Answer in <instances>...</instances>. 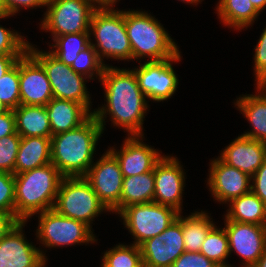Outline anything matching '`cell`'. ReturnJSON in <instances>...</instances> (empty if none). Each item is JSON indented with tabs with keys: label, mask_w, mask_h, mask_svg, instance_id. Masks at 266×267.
Returning a JSON list of instances; mask_svg holds the SVG:
<instances>
[{
	"label": "cell",
	"mask_w": 266,
	"mask_h": 267,
	"mask_svg": "<svg viewBox=\"0 0 266 267\" xmlns=\"http://www.w3.org/2000/svg\"><path fill=\"white\" fill-rule=\"evenodd\" d=\"M104 131L92 114L83 124L51 137V163L63 177H84Z\"/></svg>",
	"instance_id": "7a4b0ae2"
},
{
	"label": "cell",
	"mask_w": 266,
	"mask_h": 267,
	"mask_svg": "<svg viewBox=\"0 0 266 267\" xmlns=\"http://www.w3.org/2000/svg\"><path fill=\"white\" fill-rule=\"evenodd\" d=\"M38 214V241L48 248L94 244L97 241L93 230L84 222L65 217L55 209H49Z\"/></svg>",
	"instance_id": "30bf717a"
},
{
	"label": "cell",
	"mask_w": 266,
	"mask_h": 267,
	"mask_svg": "<svg viewBox=\"0 0 266 267\" xmlns=\"http://www.w3.org/2000/svg\"><path fill=\"white\" fill-rule=\"evenodd\" d=\"M171 267H219L200 252H183Z\"/></svg>",
	"instance_id": "f35d334b"
},
{
	"label": "cell",
	"mask_w": 266,
	"mask_h": 267,
	"mask_svg": "<svg viewBox=\"0 0 266 267\" xmlns=\"http://www.w3.org/2000/svg\"><path fill=\"white\" fill-rule=\"evenodd\" d=\"M183 166L175 156L164 155L154 167L155 191L157 204L170 206L182 214L185 173Z\"/></svg>",
	"instance_id": "4fadbf2b"
},
{
	"label": "cell",
	"mask_w": 266,
	"mask_h": 267,
	"mask_svg": "<svg viewBox=\"0 0 266 267\" xmlns=\"http://www.w3.org/2000/svg\"><path fill=\"white\" fill-rule=\"evenodd\" d=\"M106 66L109 65L102 62L95 48L90 44L84 50L80 51L70 67L76 73H79L90 80H94L95 78L93 77H96L100 81Z\"/></svg>",
	"instance_id": "1f68e13d"
},
{
	"label": "cell",
	"mask_w": 266,
	"mask_h": 267,
	"mask_svg": "<svg viewBox=\"0 0 266 267\" xmlns=\"http://www.w3.org/2000/svg\"><path fill=\"white\" fill-rule=\"evenodd\" d=\"M0 211L15 214L14 174L0 172Z\"/></svg>",
	"instance_id": "d590c367"
},
{
	"label": "cell",
	"mask_w": 266,
	"mask_h": 267,
	"mask_svg": "<svg viewBox=\"0 0 266 267\" xmlns=\"http://www.w3.org/2000/svg\"><path fill=\"white\" fill-rule=\"evenodd\" d=\"M209 170L207 185L213 198L220 204H227L251 191V177L229 166L219 157L211 161Z\"/></svg>",
	"instance_id": "2e32d148"
},
{
	"label": "cell",
	"mask_w": 266,
	"mask_h": 267,
	"mask_svg": "<svg viewBox=\"0 0 266 267\" xmlns=\"http://www.w3.org/2000/svg\"><path fill=\"white\" fill-rule=\"evenodd\" d=\"M99 82L104 86L106 104L95 109L93 115L102 131L109 115L113 125L126 130L128 136H144L149 100L138 86L134 70L106 66Z\"/></svg>",
	"instance_id": "6da1fadb"
},
{
	"label": "cell",
	"mask_w": 266,
	"mask_h": 267,
	"mask_svg": "<svg viewBox=\"0 0 266 267\" xmlns=\"http://www.w3.org/2000/svg\"><path fill=\"white\" fill-rule=\"evenodd\" d=\"M233 140L218 157L252 177L266 160V143L242 135Z\"/></svg>",
	"instance_id": "d6986e66"
},
{
	"label": "cell",
	"mask_w": 266,
	"mask_h": 267,
	"mask_svg": "<svg viewBox=\"0 0 266 267\" xmlns=\"http://www.w3.org/2000/svg\"><path fill=\"white\" fill-rule=\"evenodd\" d=\"M227 204L224 220L266 226V204L252 190Z\"/></svg>",
	"instance_id": "d4e9b609"
},
{
	"label": "cell",
	"mask_w": 266,
	"mask_h": 267,
	"mask_svg": "<svg viewBox=\"0 0 266 267\" xmlns=\"http://www.w3.org/2000/svg\"><path fill=\"white\" fill-rule=\"evenodd\" d=\"M251 190L266 204V160L251 177Z\"/></svg>",
	"instance_id": "60d3db41"
},
{
	"label": "cell",
	"mask_w": 266,
	"mask_h": 267,
	"mask_svg": "<svg viewBox=\"0 0 266 267\" xmlns=\"http://www.w3.org/2000/svg\"><path fill=\"white\" fill-rule=\"evenodd\" d=\"M254 267H266V249Z\"/></svg>",
	"instance_id": "7dc6e473"
},
{
	"label": "cell",
	"mask_w": 266,
	"mask_h": 267,
	"mask_svg": "<svg viewBox=\"0 0 266 267\" xmlns=\"http://www.w3.org/2000/svg\"><path fill=\"white\" fill-rule=\"evenodd\" d=\"M230 254L234 251L245 263L254 267L266 249V226L224 220Z\"/></svg>",
	"instance_id": "9a60e30c"
},
{
	"label": "cell",
	"mask_w": 266,
	"mask_h": 267,
	"mask_svg": "<svg viewBox=\"0 0 266 267\" xmlns=\"http://www.w3.org/2000/svg\"><path fill=\"white\" fill-rule=\"evenodd\" d=\"M90 36L96 43L90 41L99 58L115 60H132V49L125 26V11L114 8H97L91 18Z\"/></svg>",
	"instance_id": "5b68a950"
},
{
	"label": "cell",
	"mask_w": 266,
	"mask_h": 267,
	"mask_svg": "<svg viewBox=\"0 0 266 267\" xmlns=\"http://www.w3.org/2000/svg\"><path fill=\"white\" fill-rule=\"evenodd\" d=\"M205 211L192 212L187 217L182 215V232L186 252H199L209 231L215 226L212 218Z\"/></svg>",
	"instance_id": "4316f807"
},
{
	"label": "cell",
	"mask_w": 266,
	"mask_h": 267,
	"mask_svg": "<svg viewBox=\"0 0 266 267\" xmlns=\"http://www.w3.org/2000/svg\"><path fill=\"white\" fill-rule=\"evenodd\" d=\"M62 178L52 163L14 174L15 217L28 221L34 214L53 209Z\"/></svg>",
	"instance_id": "3957f363"
},
{
	"label": "cell",
	"mask_w": 266,
	"mask_h": 267,
	"mask_svg": "<svg viewBox=\"0 0 266 267\" xmlns=\"http://www.w3.org/2000/svg\"><path fill=\"white\" fill-rule=\"evenodd\" d=\"M215 9L223 25L234 30L247 29L260 15L250 0H219Z\"/></svg>",
	"instance_id": "484cf974"
},
{
	"label": "cell",
	"mask_w": 266,
	"mask_h": 267,
	"mask_svg": "<svg viewBox=\"0 0 266 267\" xmlns=\"http://www.w3.org/2000/svg\"><path fill=\"white\" fill-rule=\"evenodd\" d=\"M254 75L255 85H260L266 80V27L263 29L258 42L254 48Z\"/></svg>",
	"instance_id": "74e56055"
},
{
	"label": "cell",
	"mask_w": 266,
	"mask_h": 267,
	"mask_svg": "<svg viewBox=\"0 0 266 267\" xmlns=\"http://www.w3.org/2000/svg\"><path fill=\"white\" fill-rule=\"evenodd\" d=\"M21 136L16 132L0 139V172L15 174Z\"/></svg>",
	"instance_id": "e575fe53"
},
{
	"label": "cell",
	"mask_w": 266,
	"mask_h": 267,
	"mask_svg": "<svg viewBox=\"0 0 266 267\" xmlns=\"http://www.w3.org/2000/svg\"><path fill=\"white\" fill-rule=\"evenodd\" d=\"M19 220L15 214L0 211V240L15 226Z\"/></svg>",
	"instance_id": "7bdbcfd3"
},
{
	"label": "cell",
	"mask_w": 266,
	"mask_h": 267,
	"mask_svg": "<svg viewBox=\"0 0 266 267\" xmlns=\"http://www.w3.org/2000/svg\"><path fill=\"white\" fill-rule=\"evenodd\" d=\"M23 55H0V78L11 69Z\"/></svg>",
	"instance_id": "ee69618b"
},
{
	"label": "cell",
	"mask_w": 266,
	"mask_h": 267,
	"mask_svg": "<svg viewBox=\"0 0 266 267\" xmlns=\"http://www.w3.org/2000/svg\"><path fill=\"white\" fill-rule=\"evenodd\" d=\"M199 252L219 267H233L226 263L230 256V251L225 228H218L215 225L207 234Z\"/></svg>",
	"instance_id": "f546056e"
},
{
	"label": "cell",
	"mask_w": 266,
	"mask_h": 267,
	"mask_svg": "<svg viewBox=\"0 0 266 267\" xmlns=\"http://www.w3.org/2000/svg\"><path fill=\"white\" fill-rule=\"evenodd\" d=\"M51 163V138L21 137L15 162V174Z\"/></svg>",
	"instance_id": "7402d4cb"
},
{
	"label": "cell",
	"mask_w": 266,
	"mask_h": 267,
	"mask_svg": "<svg viewBox=\"0 0 266 267\" xmlns=\"http://www.w3.org/2000/svg\"><path fill=\"white\" fill-rule=\"evenodd\" d=\"M52 136L83 124L92 113L84 105L71 100L53 98L46 105Z\"/></svg>",
	"instance_id": "ffe728a7"
},
{
	"label": "cell",
	"mask_w": 266,
	"mask_h": 267,
	"mask_svg": "<svg viewBox=\"0 0 266 267\" xmlns=\"http://www.w3.org/2000/svg\"><path fill=\"white\" fill-rule=\"evenodd\" d=\"M46 7L40 28L51 33L52 39L89 32L92 15L97 9L90 0H47Z\"/></svg>",
	"instance_id": "9c48e42d"
},
{
	"label": "cell",
	"mask_w": 266,
	"mask_h": 267,
	"mask_svg": "<svg viewBox=\"0 0 266 267\" xmlns=\"http://www.w3.org/2000/svg\"><path fill=\"white\" fill-rule=\"evenodd\" d=\"M59 214L84 222L92 229V221L103 212H110L99 200L84 177H63L54 208Z\"/></svg>",
	"instance_id": "52a82bcc"
},
{
	"label": "cell",
	"mask_w": 266,
	"mask_h": 267,
	"mask_svg": "<svg viewBox=\"0 0 266 267\" xmlns=\"http://www.w3.org/2000/svg\"><path fill=\"white\" fill-rule=\"evenodd\" d=\"M181 1H183L184 3H190L192 5H195V4L198 5V3H201L203 0H181Z\"/></svg>",
	"instance_id": "c3c4849f"
},
{
	"label": "cell",
	"mask_w": 266,
	"mask_h": 267,
	"mask_svg": "<svg viewBox=\"0 0 266 267\" xmlns=\"http://www.w3.org/2000/svg\"><path fill=\"white\" fill-rule=\"evenodd\" d=\"M16 119L13 110L0 114V139L16 133Z\"/></svg>",
	"instance_id": "b9f144b4"
},
{
	"label": "cell",
	"mask_w": 266,
	"mask_h": 267,
	"mask_svg": "<svg viewBox=\"0 0 266 267\" xmlns=\"http://www.w3.org/2000/svg\"><path fill=\"white\" fill-rule=\"evenodd\" d=\"M181 54L161 61H146L134 68L138 86L150 101H167L176 93L178 76L172 66L173 62L181 61Z\"/></svg>",
	"instance_id": "8fae6325"
},
{
	"label": "cell",
	"mask_w": 266,
	"mask_h": 267,
	"mask_svg": "<svg viewBox=\"0 0 266 267\" xmlns=\"http://www.w3.org/2000/svg\"><path fill=\"white\" fill-rule=\"evenodd\" d=\"M21 137H52L46 106L19 105L13 110Z\"/></svg>",
	"instance_id": "cb8c5ba5"
},
{
	"label": "cell",
	"mask_w": 266,
	"mask_h": 267,
	"mask_svg": "<svg viewBox=\"0 0 266 267\" xmlns=\"http://www.w3.org/2000/svg\"><path fill=\"white\" fill-rule=\"evenodd\" d=\"M20 104L46 106L53 94L44 68L26 52L19 58Z\"/></svg>",
	"instance_id": "e0dca14e"
},
{
	"label": "cell",
	"mask_w": 266,
	"mask_h": 267,
	"mask_svg": "<svg viewBox=\"0 0 266 267\" xmlns=\"http://www.w3.org/2000/svg\"><path fill=\"white\" fill-rule=\"evenodd\" d=\"M154 182V170L123 178L120 202L110 212L118 214L129 205L153 202Z\"/></svg>",
	"instance_id": "603a6c76"
},
{
	"label": "cell",
	"mask_w": 266,
	"mask_h": 267,
	"mask_svg": "<svg viewBox=\"0 0 266 267\" xmlns=\"http://www.w3.org/2000/svg\"><path fill=\"white\" fill-rule=\"evenodd\" d=\"M84 178L109 211L120 202L124 177L116 157L108 149L90 166Z\"/></svg>",
	"instance_id": "7c38bea8"
},
{
	"label": "cell",
	"mask_w": 266,
	"mask_h": 267,
	"mask_svg": "<svg viewBox=\"0 0 266 267\" xmlns=\"http://www.w3.org/2000/svg\"><path fill=\"white\" fill-rule=\"evenodd\" d=\"M11 15H2L6 19ZM15 30H9L0 25V55H24L28 50L29 41Z\"/></svg>",
	"instance_id": "836d02e7"
},
{
	"label": "cell",
	"mask_w": 266,
	"mask_h": 267,
	"mask_svg": "<svg viewBox=\"0 0 266 267\" xmlns=\"http://www.w3.org/2000/svg\"><path fill=\"white\" fill-rule=\"evenodd\" d=\"M96 8H114L120 0H90Z\"/></svg>",
	"instance_id": "f6af8a7d"
},
{
	"label": "cell",
	"mask_w": 266,
	"mask_h": 267,
	"mask_svg": "<svg viewBox=\"0 0 266 267\" xmlns=\"http://www.w3.org/2000/svg\"><path fill=\"white\" fill-rule=\"evenodd\" d=\"M143 138L145 137L128 136L120 150H115V147L108 149L116 157L124 178L154 170L155 165L164 156L161 151L145 144Z\"/></svg>",
	"instance_id": "ac0fdd59"
},
{
	"label": "cell",
	"mask_w": 266,
	"mask_h": 267,
	"mask_svg": "<svg viewBox=\"0 0 266 267\" xmlns=\"http://www.w3.org/2000/svg\"><path fill=\"white\" fill-rule=\"evenodd\" d=\"M28 44L27 52L44 68L50 82L53 98L71 100L91 110V96L85 82L87 77L76 73L69 65L61 62L49 51L39 50Z\"/></svg>",
	"instance_id": "8992f818"
},
{
	"label": "cell",
	"mask_w": 266,
	"mask_h": 267,
	"mask_svg": "<svg viewBox=\"0 0 266 267\" xmlns=\"http://www.w3.org/2000/svg\"><path fill=\"white\" fill-rule=\"evenodd\" d=\"M91 37L90 32L57 36L53 39L52 46L49 45L53 48L49 50V52L61 62L71 66L80 51L90 45V41L92 40Z\"/></svg>",
	"instance_id": "83f0119b"
},
{
	"label": "cell",
	"mask_w": 266,
	"mask_h": 267,
	"mask_svg": "<svg viewBox=\"0 0 266 267\" xmlns=\"http://www.w3.org/2000/svg\"><path fill=\"white\" fill-rule=\"evenodd\" d=\"M254 5L255 9L261 13L262 10L266 7V0H250Z\"/></svg>",
	"instance_id": "bcb514c9"
},
{
	"label": "cell",
	"mask_w": 266,
	"mask_h": 267,
	"mask_svg": "<svg viewBox=\"0 0 266 267\" xmlns=\"http://www.w3.org/2000/svg\"><path fill=\"white\" fill-rule=\"evenodd\" d=\"M125 26L132 60L149 57L148 61H161L181 53L160 21L147 11L125 10Z\"/></svg>",
	"instance_id": "277c9868"
},
{
	"label": "cell",
	"mask_w": 266,
	"mask_h": 267,
	"mask_svg": "<svg viewBox=\"0 0 266 267\" xmlns=\"http://www.w3.org/2000/svg\"><path fill=\"white\" fill-rule=\"evenodd\" d=\"M47 0H2L7 15H16L21 8H31L46 6Z\"/></svg>",
	"instance_id": "ab89813d"
},
{
	"label": "cell",
	"mask_w": 266,
	"mask_h": 267,
	"mask_svg": "<svg viewBox=\"0 0 266 267\" xmlns=\"http://www.w3.org/2000/svg\"><path fill=\"white\" fill-rule=\"evenodd\" d=\"M144 267H171L185 251H172L158 235L140 245Z\"/></svg>",
	"instance_id": "f1b7e54d"
},
{
	"label": "cell",
	"mask_w": 266,
	"mask_h": 267,
	"mask_svg": "<svg viewBox=\"0 0 266 267\" xmlns=\"http://www.w3.org/2000/svg\"><path fill=\"white\" fill-rule=\"evenodd\" d=\"M118 214L134 237L133 244L140 246L167 229L177 220L180 212L170 206L149 202L129 205Z\"/></svg>",
	"instance_id": "ba28073f"
},
{
	"label": "cell",
	"mask_w": 266,
	"mask_h": 267,
	"mask_svg": "<svg viewBox=\"0 0 266 267\" xmlns=\"http://www.w3.org/2000/svg\"><path fill=\"white\" fill-rule=\"evenodd\" d=\"M8 111V109L3 105V103L0 101V114L5 113Z\"/></svg>",
	"instance_id": "f907efd6"
},
{
	"label": "cell",
	"mask_w": 266,
	"mask_h": 267,
	"mask_svg": "<svg viewBox=\"0 0 266 267\" xmlns=\"http://www.w3.org/2000/svg\"><path fill=\"white\" fill-rule=\"evenodd\" d=\"M0 101L8 110L20 105L19 60L0 78Z\"/></svg>",
	"instance_id": "d6a6232c"
},
{
	"label": "cell",
	"mask_w": 266,
	"mask_h": 267,
	"mask_svg": "<svg viewBox=\"0 0 266 267\" xmlns=\"http://www.w3.org/2000/svg\"><path fill=\"white\" fill-rule=\"evenodd\" d=\"M158 239L163 241L172 251H185L181 213L177 220L158 235Z\"/></svg>",
	"instance_id": "8d00e7d4"
},
{
	"label": "cell",
	"mask_w": 266,
	"mask_h": 267,
	"mask_svg": "<svg viewBox=\"0 0 266 267\" xmlns=\"http://www.w3.org/2000/svg\"><path fill=\"white\" fill-rule=\"evenodd\" d=\"M102 262L107 267H144L140 246L118 244L106 250Z\"/></svg>",
	"instance_id": "4dcf8cb0"
},
{
	"label": "cell",
	"mask_w": 266,
	"mask_h": 267,
	"mask_svg": "<svg viewBox=\"0 0 266 267\" xmlns=\"http://www.w3.org/2000/svg\"><path fill=\"white\" fill-rule=\"evenodd\" d=\"M255 88L258 93L241 95L234 104L252 126L241 135L266 143V90L260 85Z\"/></svg>",
	"instance_id": "44dd1931"
},
{
	"label": "cell",
	"mask_w": 266,
	"mask_h": 267,
	"mask_svg": "<svg viewBox=\"0 0 266 267\" xmlns=\"http://www.w3.org/2000/svg\"><path fill=\"white\" fill-rule=\"evenodd\" d=\"M7 15L6 10L3 6L2 0H0V16Z\"/></svg>",
	"instance_id": "681fc988"
},
{
	"label": "cell",
	"mask_w": 266,
	"mask_h": 267,
	"mask_svg": "<svg viewBox=\"0 0 266 267\" xmlns=\"http://www.w3.org/2000/svg\"><path fill=\"white\" fill-rule=\"evenodd\" d=\"M27 221H19L0 240V267H46L44 250L36 248L24 236Z\"/></svg>",
	"instance_id": "5bb4252c"
},
{
	"label": "cell",
	"mask_w": 266,
	"mask_h": 267,
	"mask_svg": "<svg viewBox=\"0 0 266 267\" xmlns=\"http://www.w3.org/2000/svg\"><path fill=\"white\" fill-rule=\"evenodd\" d=\"M260 86H261L263 89L266 90V80H264V81L260 84Z\"/></svg>",
	"instance_id": "816d5d0a"
},
{
	"label": "cell",
	"mask_w": 266,
	"mask_h": 267,
	"mask_svg": "<svg viewBox=\"0 0 266 267\" xmlns=\"http://www.w3.org/2000/svg\"><path fill=\"white\" fill-rule=\"evenodd\" d=\"M101 266L102 267H107L103 262H101Z\"/></svg>",
	"instance_id": "f5cc1de1"
}]
</instances>
